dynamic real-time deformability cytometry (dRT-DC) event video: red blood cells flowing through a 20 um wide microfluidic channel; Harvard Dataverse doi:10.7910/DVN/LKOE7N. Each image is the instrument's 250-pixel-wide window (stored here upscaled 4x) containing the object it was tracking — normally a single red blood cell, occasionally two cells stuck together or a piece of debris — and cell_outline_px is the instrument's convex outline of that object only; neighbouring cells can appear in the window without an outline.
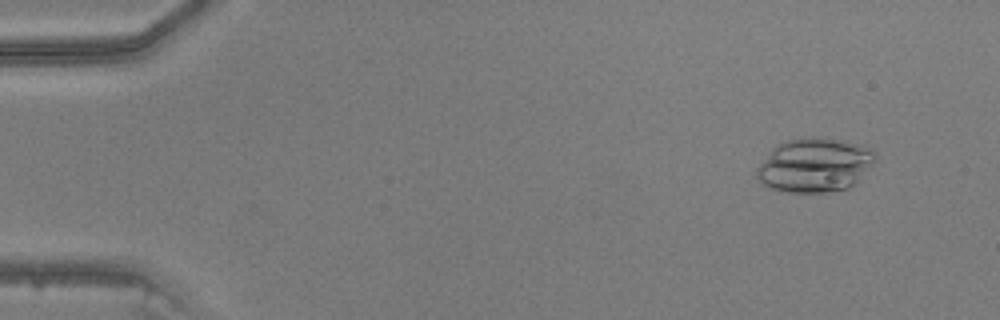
{"species": "common noctule bat (a hibernating species)", "species_latin": "Nyctalus noctula", "temperature_condition": "warm", "stored_images_in_passage": 13, "camera_frame_rate_fps": 3000, "um_per_image_px": 0.085, "animal": {"sex": "male", "body_mass_g": 20.5, "forearm_length_mm": 52.5}, "frame": {"image": 1, "passage_image": 4, "time_ms": 1.0, "image_size_px": [1000, 320], "cell_outline_px": [[876, 156], [872, 164], [848, 188], [824, 192], [788, 192], [768, 188], [760, 184], [756, 176], [756, 168], [772, 148], [776, 144], [788, 140], [808, 136], [812, 136], [844, 140], [868, 148], [876, 152]], "centroid_in_image_um": [69.17, 14.02], "position_along_channel_um": 15.8, "area_um2": 37.22}}